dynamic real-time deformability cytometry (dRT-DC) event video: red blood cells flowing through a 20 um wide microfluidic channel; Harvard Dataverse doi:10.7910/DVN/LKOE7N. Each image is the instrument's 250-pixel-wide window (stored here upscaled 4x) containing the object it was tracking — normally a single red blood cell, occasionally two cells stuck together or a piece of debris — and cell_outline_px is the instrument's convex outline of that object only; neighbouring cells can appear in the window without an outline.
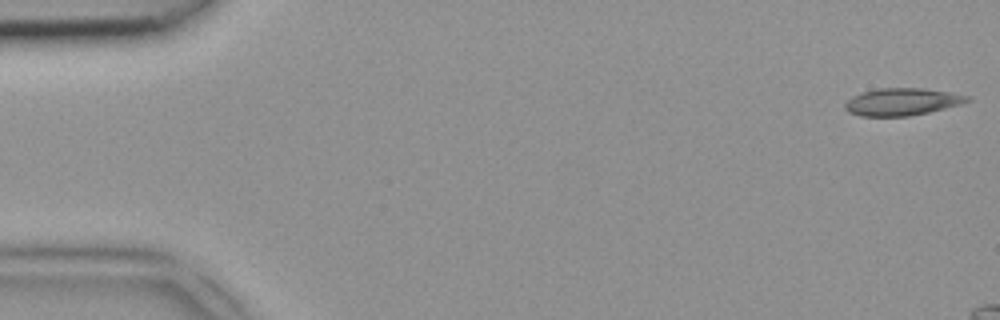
{"species": "common noctule bat (a hibernating species)", "species_latin": "Nyctalus noctula", "temperature_condition": "room temperature", "stored_images_in_passage": 12, "camera_frame_rate_fps": 3000, "um_per_image_px": 0.085, "animal": {"sex": "female", "body_mass_g": 18.4}, "frame": {"image": 1, "passage_image": 1, "time_ms": 0.0, "image_size_px": [1000, 320], "cell_outline_px": [[972, 100], [960, 104], [928, 112], [908, 116], [860, 116], [848, 112], [844, 108], [844, 104], [852, 96], [864, 92], [880, 88], [924, 88], [952, 92], [972, 96]], "centroid_in_image_um": [76.7, 8.65], "position_along_channel_um": 8.3, "area_um2": 19.48}}